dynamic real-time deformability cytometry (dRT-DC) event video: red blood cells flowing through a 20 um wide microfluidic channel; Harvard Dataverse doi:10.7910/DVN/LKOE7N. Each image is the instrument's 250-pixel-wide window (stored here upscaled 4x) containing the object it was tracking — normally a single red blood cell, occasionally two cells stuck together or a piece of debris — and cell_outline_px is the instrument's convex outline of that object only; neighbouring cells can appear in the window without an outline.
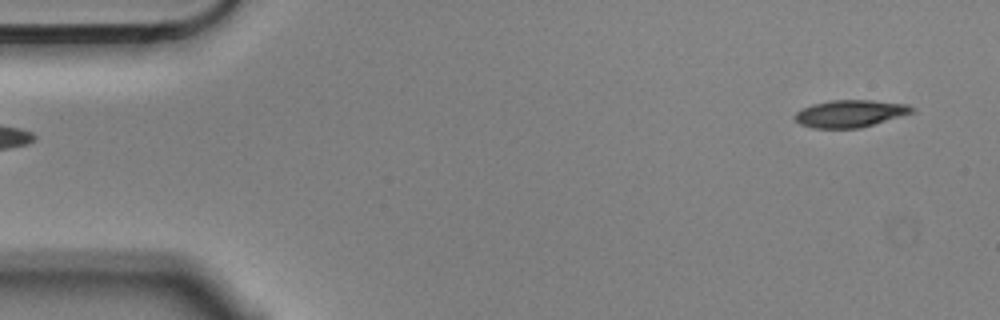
{"species": "Egyptian fruit bat (a non-hibernating species)", "species_latin": "Rousettus aegyptiacus", "temperature_condition": "cold", "stored_images_in_passage": 4, "segment_of_instrument_passage": [2, 2], "camera_frame_rate_fps": 3000, "um_per_image_px": 0.085, "animal": {"sex": "male"}, "frame": {"image": 1, "passage_image": 4, "time_ms": 1.0, "image_size_px": [1000, 320], "cell_outline_px": [[916, 112], [860, 128], [812, 128], [800, 124], [792, 116], [796, 112], [812, 104], [832, 100], [872, 100], [908, 104], [916, 108]], "centroid_in_image_um": [72.3, 9.65], "position_along_channel_um": 12.7, "area_um2": 18.73}}